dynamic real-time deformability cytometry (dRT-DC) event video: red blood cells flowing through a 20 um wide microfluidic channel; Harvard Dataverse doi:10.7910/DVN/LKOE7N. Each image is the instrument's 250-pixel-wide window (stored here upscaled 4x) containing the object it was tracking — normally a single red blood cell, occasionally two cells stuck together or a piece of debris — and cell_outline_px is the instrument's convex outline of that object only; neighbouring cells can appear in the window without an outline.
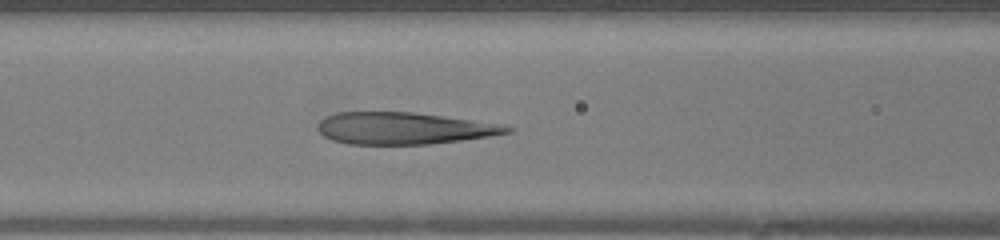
{"species": "human", "species_latin": "Homo sapiens", "temperature_condition": "warm", "stored_images_in_passage": 40, "camera_frame_rate_fps": 3000, "um_per_image_px": 0.085, "donor": {"sex": "female"}, "frame": {"image": 1, "passage_image": 15, "time_ms": 4.667, "image_size_px": [1000, 240], "cell_outline_px": [[512, 132], [488, 136], [460, 140], [428, 144], [348, 144], [332, 140], [324, 136], [316, 128], [316, 124], [324, 116], [336, 112], [412, 112], [444, 116], [504, 124], [512, 128]], "centroid_in_image_um": [34.27, 10.9], "position_along_channel_um": 132.3, "area_um2": 35.26}}
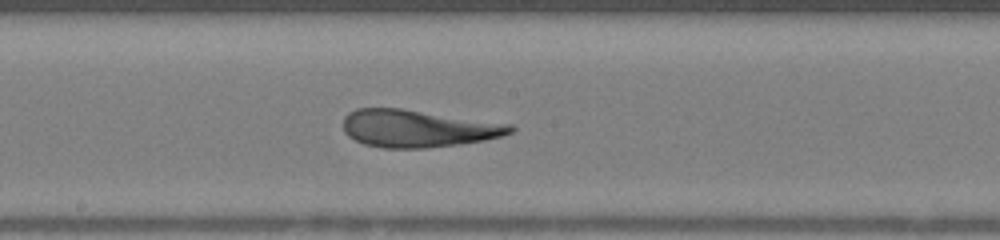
{"frame": {"image": 2, "passage_image": 20, "time_ms": 6.333, "image_size_px": [1000, 240], "cell_outline_px": [[516, 128], [512, 132], [504, 136], [484, 140], [456, 144], [424, 148], [380, 148], [364, 144], [348, 136], [344, 132], [344, 116], [348, 112], [356, 108], [400, 108], [512, 124]], "centroid_in_image_um": [35.5, 10.91], "position_along_channel_um": 212.7, "area_um2": 36.41}}
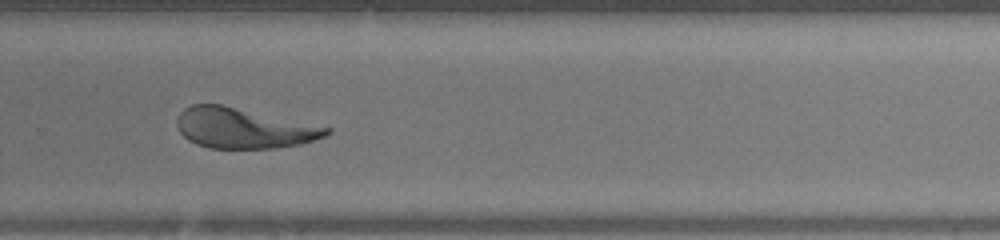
{"frame": {"image": 3, "passage_image": 26, "time_ms": 8.333, "image_size_px": [1000, 240], "cell_outline_px": [[332, 132], [324, 136], [300, 144], [276, 148], [208, 148], [196, 144], [188, 140], [180, 132], [176, 124], [176, 120], [180, 112], [184, 108], [192, 104], [220, 104], [332, 128]], "centroid_in_image_um": [20.66, 10.89], "position_along_channel_um": 309.1, "area_um2": 34.91}}